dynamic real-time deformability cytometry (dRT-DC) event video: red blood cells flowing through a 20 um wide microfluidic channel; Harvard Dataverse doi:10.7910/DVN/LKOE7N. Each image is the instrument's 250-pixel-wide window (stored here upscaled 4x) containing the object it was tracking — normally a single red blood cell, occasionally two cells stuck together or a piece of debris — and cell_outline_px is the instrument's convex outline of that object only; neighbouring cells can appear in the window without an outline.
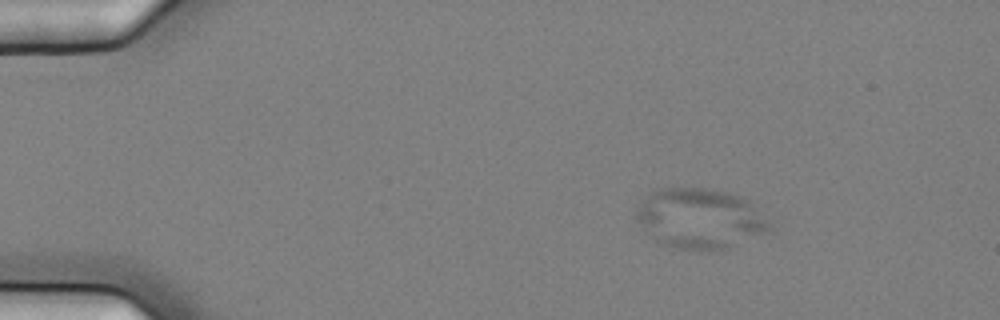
{"species": "common noctule bat (a hibernating species)", "species_latin": "Nyctalus noctula", "temperature_condition": "cold", "stored_images_in_passage": 60, "camera_frame_rate_fps": 3000, "um_per_image_px": 0.085, "animal": {"sex": "female", "body_mass_g": 25.1}, "frame": {"image": 1, "passage_image": 12, "time_ms": 3.667, "image_size_px": [1000, 320], "cell_outline_px": [[772, 228], [768, 232], [728, 248], [700, 252], [680, 248], [664, 244], [656, 240], [636, 220], [636, 212], [640, 200], [652, 192], [660, 188], [704, 188], [724, 192], [740, 196], [748, 200], [772, 224]], "centroid_in_image_um": [59.51, 18.58], "position_along_channel_um": 25.5, "area_um2": 46.59}}
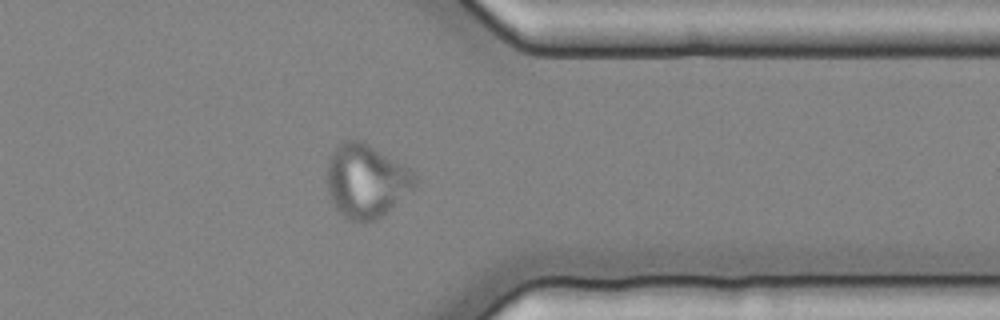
{"frame": {"image": 2, "passage_image": 49, "time_ms": 16.0, "image_size_px": [1000, 320], "cell_outline_px": [[416, 184], [412, 188], [376, 220], [364, 224], [360, 224], [344, 220], [336, 208], [328, 192], [328, 160], [332, 152], [340, 140], [360, 140], [368, 144], [408, 168], [416, 176]], "centroid_in_image_um": [31.07, 15.41], "position_along_channel_um": 380.3, "area_um2": 37.34}}
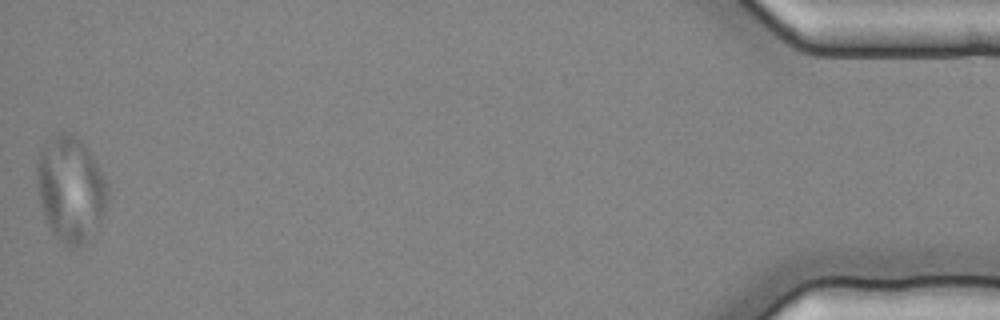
{"frame": {"image": 3, "passage_image": 60, "time_ms": 19.667, "image_size_px": [1000, 320], "cell_outline_px": [[108, 200], [100, 224], [84, 244], [76, 248], [68, 248], [52, 232], [44, 220], [36, 188], [36, 164], [40, 152], [44, 144], [56, 132], [72, 132], [84, 144], [92, 156], [108, 188]], "centroid_in_image_um": [5.96, 16.09], "position_along_channel_um": 429.2, "area_um2": 43.87}}